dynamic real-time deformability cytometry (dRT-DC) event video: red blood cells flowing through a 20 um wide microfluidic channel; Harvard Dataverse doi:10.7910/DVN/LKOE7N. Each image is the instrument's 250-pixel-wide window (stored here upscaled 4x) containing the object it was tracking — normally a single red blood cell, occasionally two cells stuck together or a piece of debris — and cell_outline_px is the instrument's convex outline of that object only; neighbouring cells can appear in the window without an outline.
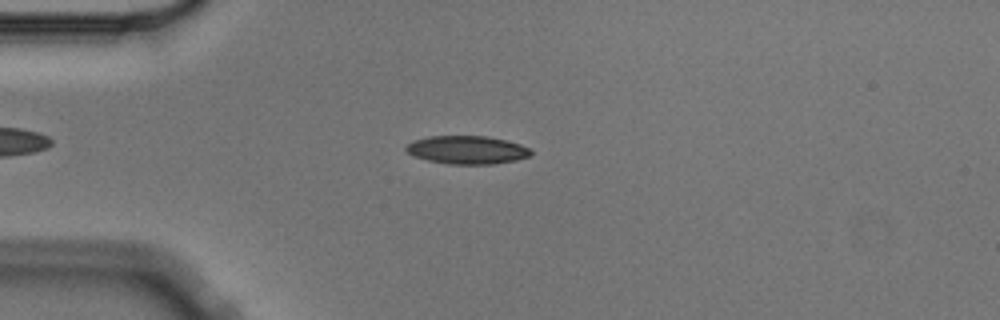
{"species": "Egyptian fruit bat (a non-hibernating species)", "species_latin": "Rousettus aegyptiacus", "temperature_condition": "cold", "stored_images_in_passage": 4, "camera_frame_rate_fps": 3000, "um_per_image_px": 0.085, "animal": {"sex": "male"}, "frame": {"image": 1, "passage_image": 4, "time_ms": 1.0, "image_size_px": [1000, 320], "cell_outline_px": [[532, 152], [528, 156], [516, 160], [492, 164], [448, 164], [428, 160], [416, 156], [408, 152], [404, 148], [412, 140], [428, 136], [488, 136], [520, 144], [528, 148]], "centroid_in_image_um": [39.68, 12.73], "position_along_channel_um": 45.3, "area_um2": 20.35}}